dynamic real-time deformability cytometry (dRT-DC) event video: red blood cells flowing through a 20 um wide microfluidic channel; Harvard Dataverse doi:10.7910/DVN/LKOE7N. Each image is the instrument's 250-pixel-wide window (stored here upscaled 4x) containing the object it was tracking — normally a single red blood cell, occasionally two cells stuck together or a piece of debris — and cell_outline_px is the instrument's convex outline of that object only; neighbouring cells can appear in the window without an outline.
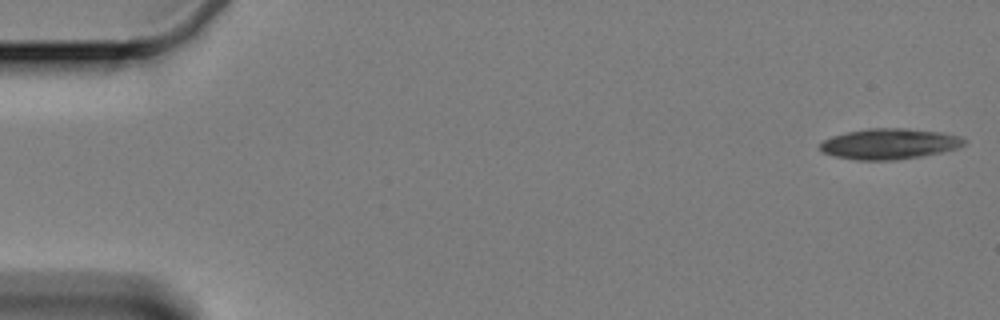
{"species": "Egyptian fruit bat (a non-hibernating species)", "species_latin": "Rousettus aegyptiacus", "temperature_condition": "cold", "stored_images_in_passage": 59, "camera_frame_rate_fps": 3000, "um_per_image_px": 0.085, "animal": {"sex": "female"}, "frame": {"image": 1, "passage_image": 1, "time_ms": 0.0, "image_size_px": [1000, 320], "cell_outline_px": [[968, 140], [964, 144], [956, 148], [940, 152], [920, 156], [896, 160], [856, 160], [836, 156], [820, 152], [820, 144], [824, 140], [832, 136], [848, 132], [868, 128], [908, 128], [944, 132], [960, 136]], "centroid_in_image_um": [75.61, 12.22], "position_along_channel_um": 9.4, "area_um2": 25.78}}
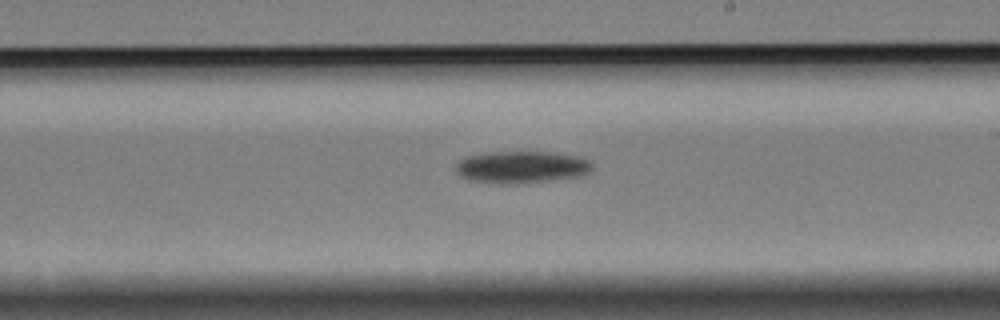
{"frame": {"image": 2, "passage_image": 34, "time_ms": 11.0, "image_size_px": [1000, 320], "cell_outline_px": [[592, 168], [588, 172], [580, 176], [552, 180], [516, 184], [500, 184], [468, 180], [460, 176], [456, 172], [456, 164], [464, 156], [484, 152], [556, 152], [580, 156], [592, 160]], "centroid_in_image_um": [44.33, 14.19], "position_along_channel_um": 244.7, "area_um2": 26.01}}
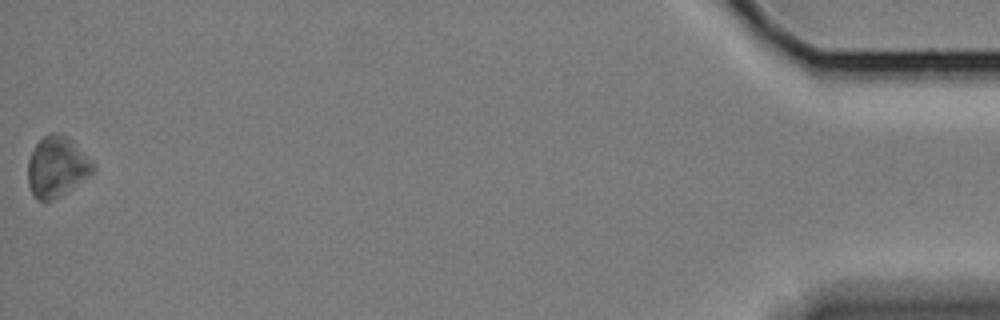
{"frame": {"image": 3, "passage_image": 59, "time_ms": 19.333, "image_size_px": [1000, 320], "cell_outline_px": [[96, 172], [60, 196], [52, 200], [36, 200], [28, 184], [28, 160], [36, 144], [44, 136], [64, 136], [72, 140], [96, 164]], "centroid_in_image_um": [4.87, 14.22], "position_along_channel_um": 430.3, "area_um2": 22.66}, "authors_computed_cell_mechanics": {"area_um2": 24.9696, "velocity_mm_per_s": 3.3279, "shape_relaxation_time_tau1_ms": 1.7151, "shape_relaxation_time_tau2_ms": null, "deformation_change_tau1": 0.1182, "deformation_change_tau2": null}}